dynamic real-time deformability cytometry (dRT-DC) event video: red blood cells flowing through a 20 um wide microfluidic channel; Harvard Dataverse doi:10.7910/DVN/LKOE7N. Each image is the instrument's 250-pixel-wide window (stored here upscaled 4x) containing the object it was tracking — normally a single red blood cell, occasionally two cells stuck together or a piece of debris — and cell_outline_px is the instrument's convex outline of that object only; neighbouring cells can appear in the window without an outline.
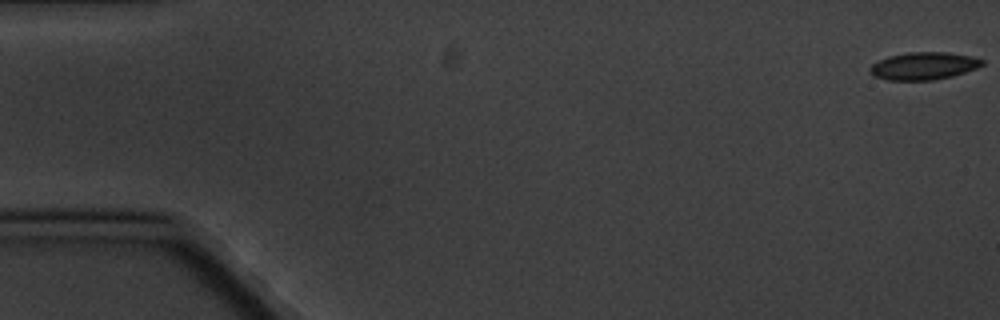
{"species": "common noctule bat (a hibernating species)", "species_latin": "Nyctalus noctula", "temperature_condition": "cold", "stored_images_in_passage": 9, "camera_frame_rate_fps": 3000, "um_per_image_px": 0.085, "animal": {"sex": "male", "body_mass_g": 20.1, "forearm_length_mm": 53.5}, "frame": {"image": 1, "passage_image": 1, "time_ms": 0.0, "image_size_px": [1000, 320], "cell_outline_px": [[984, 64], [976, 68], [952, 76], [932, 80], [888, 80], [872, 76], [868, 72], [868, 68], [872, 64], [888, 56], [908, 52], [948, 52], [972, 56], [984, 60]], "centroid_in_image_um": [78.48, 5.6], "position_along_channel_um": 6.5, "area_um2": 18.09}}